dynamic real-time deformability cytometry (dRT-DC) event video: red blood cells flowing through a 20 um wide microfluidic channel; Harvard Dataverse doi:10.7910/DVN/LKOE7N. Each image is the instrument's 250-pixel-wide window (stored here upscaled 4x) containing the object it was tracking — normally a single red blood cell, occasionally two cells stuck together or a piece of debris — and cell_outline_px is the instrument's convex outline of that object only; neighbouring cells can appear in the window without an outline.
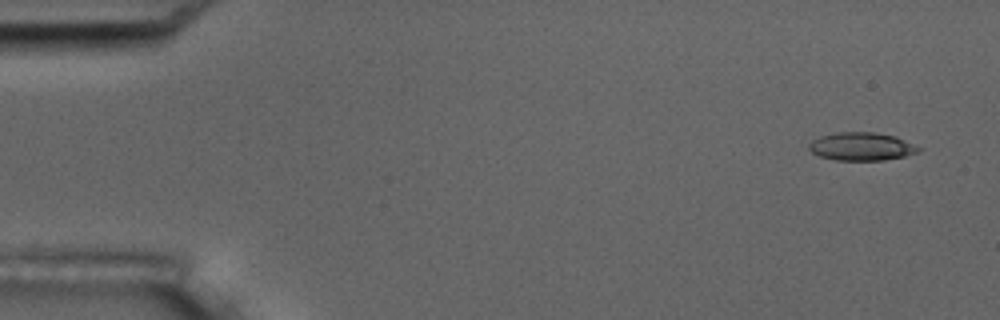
{"species": "common noctule bat (a hibernating species)", "species_latin": "Nyctalus noctula", "temperature_condition": "room temperature", "stored_images_in_passage": 8, "camera_frame_rate_fps": 3000, "um_per_image_px": 0.085, "animal": {"sex": "male", "body_mass_g": 17.5, "forearm_length_mm": 52.3}, "frame": {"image": 1, "passage_image": 1, "time_ms": 0.0, "image_size_px": [1000, 320], "cell_outline_px": [[920, 152], [904, 156], [884, 160], [836, 160], [820, 156], [812, 152], [808, 148], [808, 144], [812, 140], [820, 136], [836, 132], [876, 132], [896, 136], [920, 148]], "centroid_in_image_um": [73.21, 12.44], "position_along_channel_um": 11.8, "area_um2": 17.92}}